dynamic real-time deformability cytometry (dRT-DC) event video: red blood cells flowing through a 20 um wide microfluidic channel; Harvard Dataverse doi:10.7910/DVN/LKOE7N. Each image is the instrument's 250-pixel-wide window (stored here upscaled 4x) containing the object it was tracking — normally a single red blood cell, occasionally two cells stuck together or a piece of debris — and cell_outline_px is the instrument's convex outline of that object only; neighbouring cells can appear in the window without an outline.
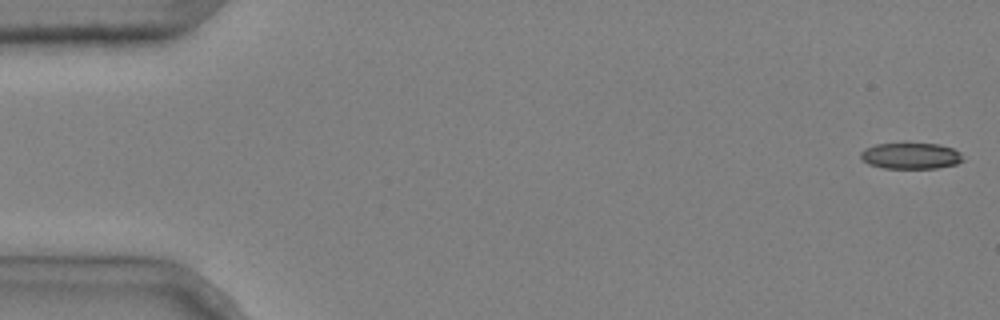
{"species": "common noctule bat (a hibernating species)", "species_latin": "Nyctalus noctula", "temperature_condition": "cold", "stored_images_in_passage": 3, "camera_frame_rate_fps": 3000, "um_per_image_px": 0.085, "animal": {"sex": "male", "body_mass_g": 20.4}, "frame": {"image": 1, "passage_image": 1, "time_ms": 0.0, "image_size_px": [1000, 320], "cell_outline_px": [[964, 160], [956, 164], [936, 168], [884, 168], [868, 164], [860, 156], [860, 152], [864, 148], [876, 144], [904, 140], [908, 140], [940, 144], [952, 148], [960, 152]], "centroid_in_image_um": [77.4, 13.18], "position_along_channel_um": 7.6, "area_um2": 16.47}}